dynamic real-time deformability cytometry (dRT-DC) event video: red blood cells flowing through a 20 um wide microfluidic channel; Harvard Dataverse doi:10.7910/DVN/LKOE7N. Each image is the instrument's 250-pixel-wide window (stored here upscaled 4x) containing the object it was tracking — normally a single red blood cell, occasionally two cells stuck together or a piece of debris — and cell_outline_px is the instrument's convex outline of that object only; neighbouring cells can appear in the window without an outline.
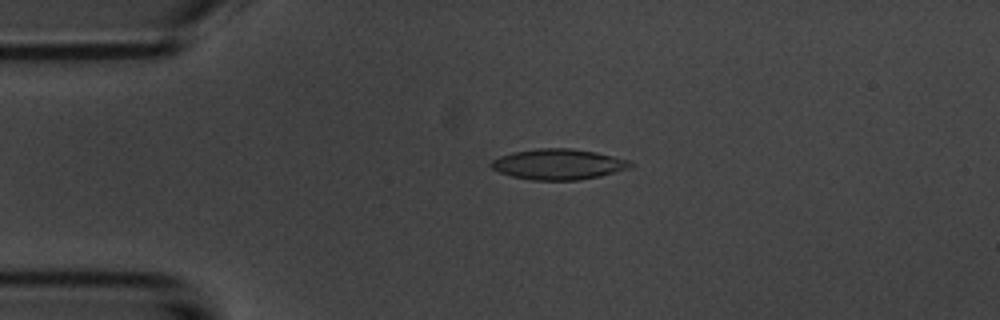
{"species": "common noctule bat (a hibernating species)", "species_latin": "Nyctalus noctula", "temperature_condition": "room temperature", "stored_images_in_passage": 54, "camera_frame_rate_fps": 3000, "um_per_image_px": 0.085, "animal": {"sex": "male", "body_mass_g": 20.1, "forearm_length_mm": 53.5}, "frame": {"image": 1, "passage_image": 12, "time_ms": 3.667, "image_size_px": [1000, 320], "cell_outline_px": [[636, 164], [632, 168], [600, 176], [580, 180], [532, 180], [512, 176], [500, 172], [492, 168], [488, 164], [492, 160], [500, 156], [512, 152], [536, 148], [572, 148], [596, 152], [628, 160]], "centroid_in_image_um": [47.48, 13.96], "position_along_channel_um": 37.5, "area_um2": 25.03}}
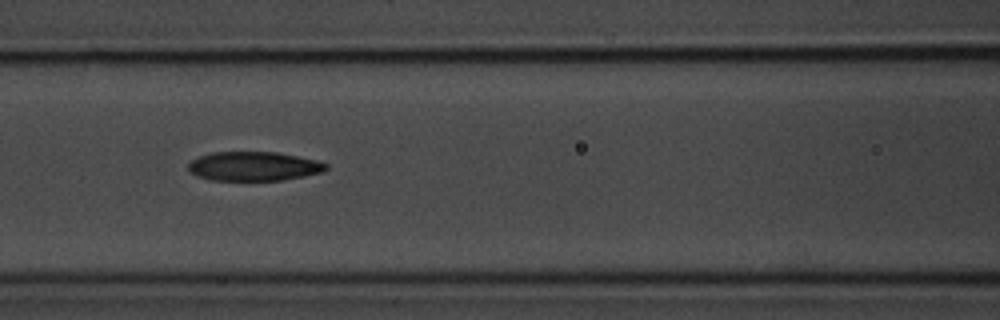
{"frame": {"image": 2, "passage_image": 23, "time_ms": 7.333, "image_size_px": [1000, 320], "cell_outline_px": [[328, 168], [320, 172], [304, 176], [280, 180], [212, 180], [196, 176], [188, 172], [188, 164], [192, 160], [200, 156], [212, 152], [276, 152], [316, 160], [328, 164]], "centroid_in_image_um": [21.53, 14.13], "position_along_channel_um": 145.1, "area_um2": 23.29}}
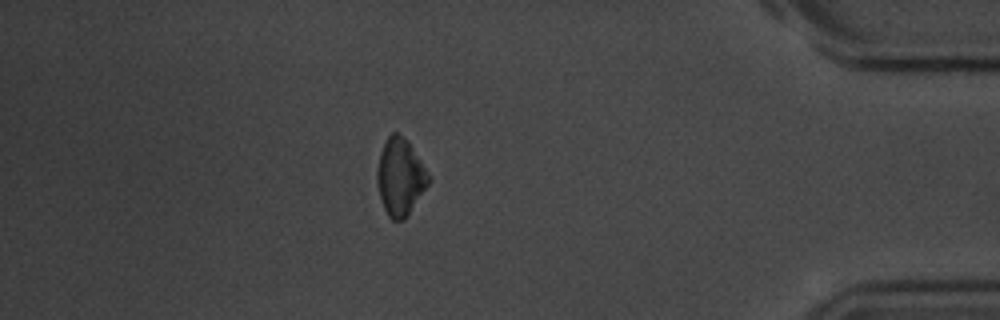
{"frame": {"image": 3, "passage_image": 47, "time_ms": 15.333, "image_size_px": [1000, 320], "cell_outline_px": [[432, 180], [408, 216], [404, 220], [392, 220], [388, 216], [384, 208], [376, 184], [376, 172], [380, 152], [388, 136], [392, 132], [396, 132], [408, 140], [432, 176]], "centroid_in_image_um": [34.05, 15.05], "position_along_channel_um": 401.2, "area_um2": 23.58}, "authors_computed_cell_mechanics": {"area_um2": 23.7269, "velocity_mm_per_s": 3.7167, "shape_relaxation_time_tau1_ms": 3.4169, "shape_relaxation_time_tau2_ms": 11.3965, "deformation_change_tau1": 0.1079, "deformation_change_tau2": 0.1764}}